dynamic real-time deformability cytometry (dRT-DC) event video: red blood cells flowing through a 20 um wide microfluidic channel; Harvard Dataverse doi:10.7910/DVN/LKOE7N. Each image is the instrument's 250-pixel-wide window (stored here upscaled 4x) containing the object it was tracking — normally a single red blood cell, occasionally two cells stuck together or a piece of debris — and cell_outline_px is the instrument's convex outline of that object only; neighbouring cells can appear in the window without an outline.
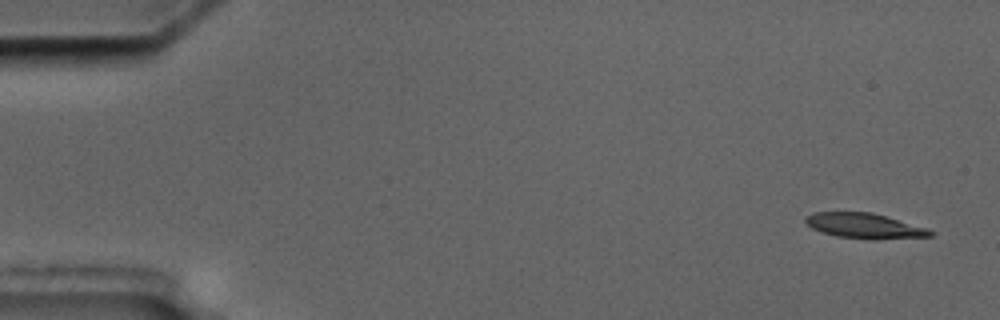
{"species": "common noctule bat (a hibernating species)", "species_latin": "Nyctalus noctula", "temperature_condition": "cold", "stored_images_in_passage": 5, "camera_frame_rate_fps": 3000, "um_per_image_px": 0.085, "animal": {"sex": "male", "body_mass_g": 17.5, "forearm_length_mm": 52.3}, "frame": {"image": 1, "passage_image": 1, "time_ms": 0.0, "image_size_px": [1000, 320], "cell_outline_px": [[936, 232], [932, 236], [872, 240], [868, 240], [836, 236], [812, 228], [804, 220], [804, 216], [812, 212], [872, 212], [928, 228]], "centroid_in_image_um": [73.5, 19.2], "position_along_channel_um": 11.5, "area_um2": 18.5}}
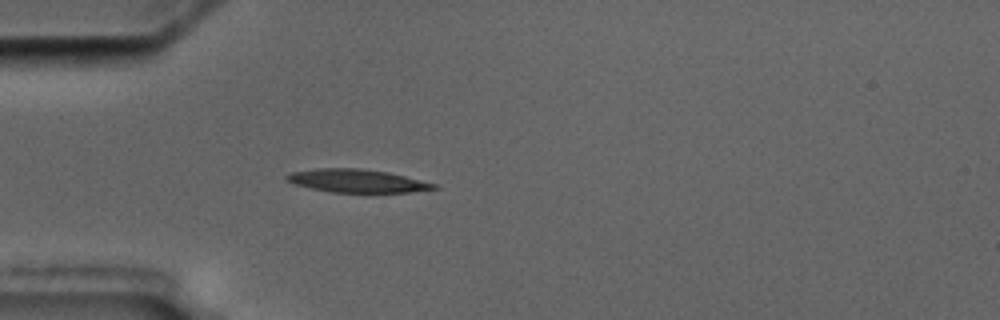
{"frame": {"image": 2, "passage_image": 5, "time_ms": 4.667, "image_size_px": [1000, 320], "cell_outline_px": [[440, 188], [408, 192], [332, 192], [312, 188], [296, 184], [284, 180], [284, 176], [292, 172], [316, 168], [360, 168], [388, 172], [436, 184]], "centroid_in_image_um": [30.32, 15.36], "position_along_channel_um": 54.7, "area_um2": 19.65}}